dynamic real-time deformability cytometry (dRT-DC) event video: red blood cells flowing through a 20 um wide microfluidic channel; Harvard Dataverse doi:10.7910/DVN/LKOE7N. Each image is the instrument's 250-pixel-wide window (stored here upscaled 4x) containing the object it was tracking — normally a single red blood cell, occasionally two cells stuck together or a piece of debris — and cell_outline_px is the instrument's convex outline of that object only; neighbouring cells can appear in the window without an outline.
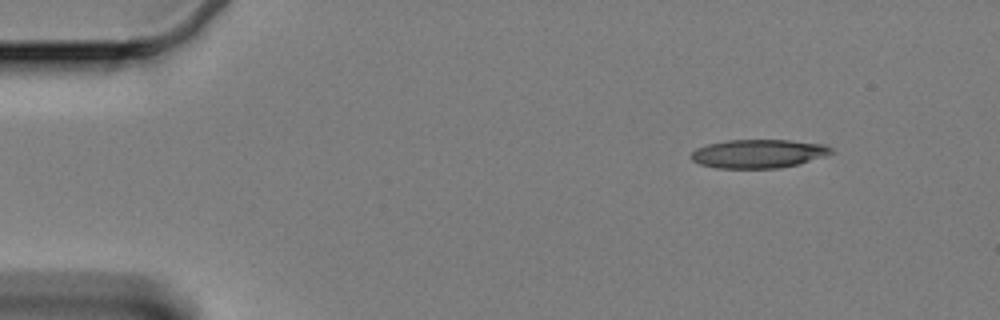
{"species": "Egyptian fruit bat (a non-hibernating species)", "species_latin": "Rousettus aegyptiacus", "temperature_condition": "cold", "stored_images_in_passage": 11, "camera_frame_rate_fps": 3000, "um_per_image_px": 0.085, "animal": {"sex": "female"}, "frame": {"image": 1, "passage_image": 1, "time_ms": 0.0, "image_size_px": [1000, 320], "cell_outline_px": [[836, 152], [800, 164], [780, 168], [716, 168], [700, 164], [692, 160], [692, 152], [696, 148], [708, 144], [728, 140], [788, 140], [824, 144], [832, 148]], "centroid_in_image_um": [64.5, 13.06], "position_along_channel_um": 20.5, "area_um2": 23.41}}